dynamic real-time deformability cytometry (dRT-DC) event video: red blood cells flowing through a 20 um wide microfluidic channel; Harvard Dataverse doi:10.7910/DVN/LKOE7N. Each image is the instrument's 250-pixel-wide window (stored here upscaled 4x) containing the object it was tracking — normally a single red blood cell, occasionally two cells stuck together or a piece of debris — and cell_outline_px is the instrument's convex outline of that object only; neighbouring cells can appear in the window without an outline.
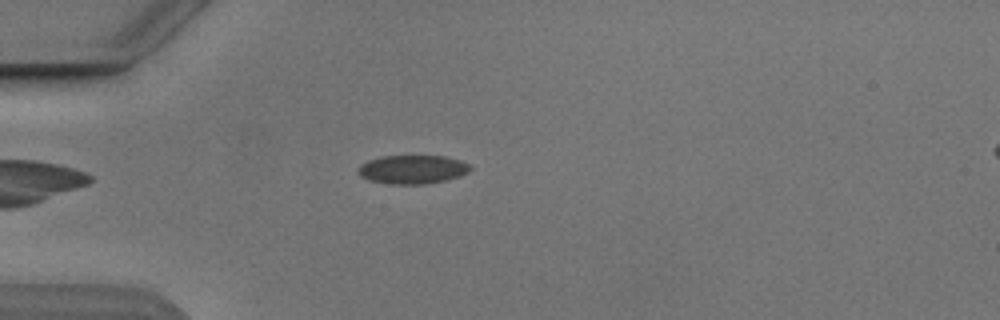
{"species": "Egyptian fruit bat (a non-hibernating species)", "species_latin": "Rousettus aegyptiacus", "temperature_condition": "cold", "stored_images_in_passage": 3, "camera_frame_rate_fps": 3000, "um_per_image_px": 0.085, "animal": {"sex": "male"}, "frame": {"image": 1, "passage_image": 2, "time_ms": 1.0, "image_size_px": [1000, 320], "cell_outline_px": [[472, 168], [468, 172], [460, 176], [444, 180], [424, 184], [392, 184], [368, 180], [360, 176], [360, 164], [368, 160], [380, 156], [444, 156], [460, 160], [468, 164]], "centroid_in_image_um": [35.06, 14.39], "position_along_channel_um": 49.9, "area_um2": 18.61}}